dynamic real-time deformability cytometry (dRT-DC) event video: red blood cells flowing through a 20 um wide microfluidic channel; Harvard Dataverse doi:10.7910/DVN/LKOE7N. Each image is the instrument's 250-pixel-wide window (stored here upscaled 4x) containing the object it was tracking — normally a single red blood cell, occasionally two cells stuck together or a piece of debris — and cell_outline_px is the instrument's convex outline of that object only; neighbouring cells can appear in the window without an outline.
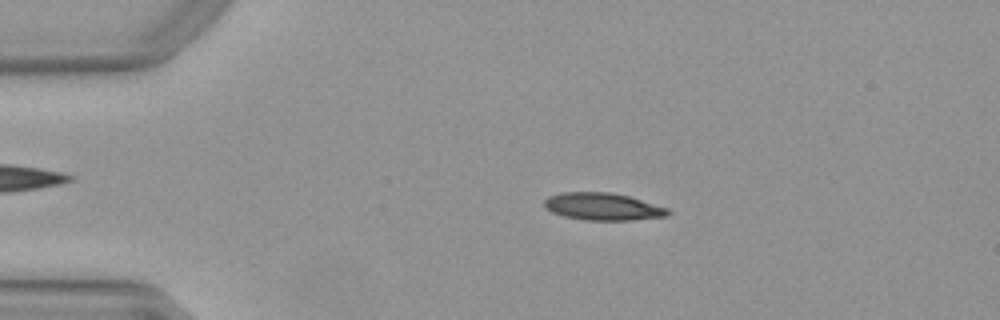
{"species": "Egyptian fruit bat (a non-hibernating species)", "species_latin": "Rousettus aegyptiacus", "temperature_condition": "warm", "stored_images_in_passage": 51, "camera_frame_rate_fps": 3000, "um_per_image_px": 0.085, "animal": {"sex": "female"}, "frame": {"image": 1, "passage_image": 11, "time_ms": 3.333, "image_size_px": [1000, 320], "cell_outline_px": [[672, 212], [668, 216], [632, 220], [584, 220], [564, 216], [552, 212], [544, 208], [544, 200], [548, 196], [560, 192], [608, 192], [628, 196], [668, 208]], "centroid_in_image_um": [51.22, 17.56], "position_along_channel_um": 33.8, "area_um2": 19.77}}
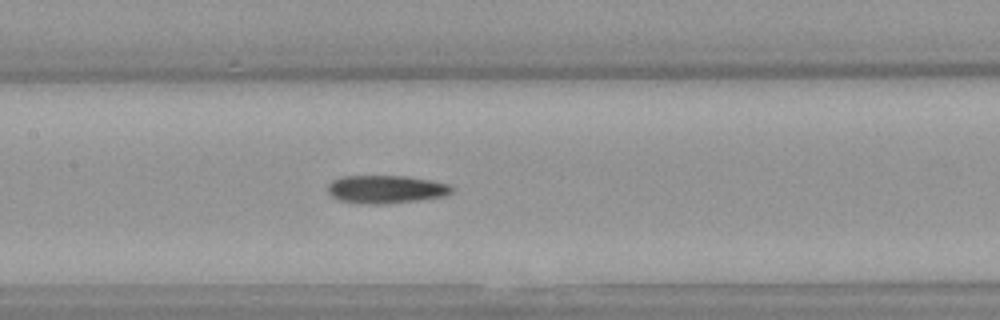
{"frame": {"image": 2, "passage_image": 25, "time_ms": 8.0, "image_size_px": [1000, 320], "cell_outline_px": [[456, 188], [452, 192], [444, 196], [388, 204], [372, 204], [340, 200], [332, 196], [328, 192], [328, 184], [332, 180], [340, 176], [408, 176], [432, 180], [452, 184]], "centroid_in_image_um": [32.86, 16.07], "position_along_channel_um": 174.5, "area_um2": 20.4}}
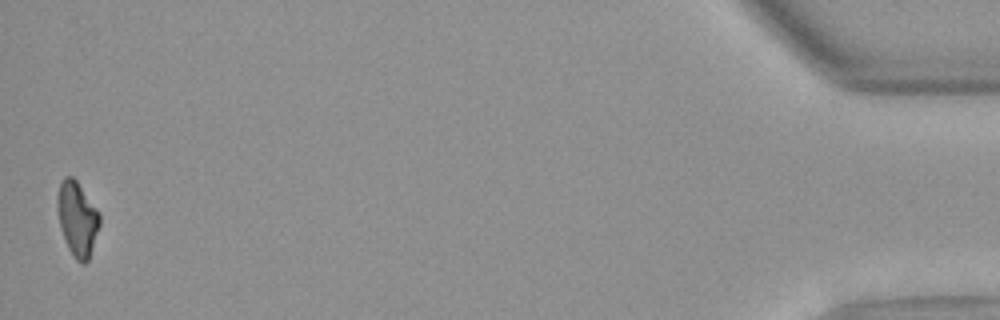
{"frame": {"image": 3, "passage_image": 51, "time_ms": 16.667, "image_size_px": [1000, 320], "cell_outline_px": [[100, 224], [88, 260], [84, 264], [76, 260], [68, 248], [60, 228], [56, 208], [56, 196], [60, 180], [64, 176], [72, 176], [76, 180], [100, 212]], "centroid_in_image_um": [6.54, 18.55], "position_along_channel_um": 428.7, "area_um2": 18.55}}